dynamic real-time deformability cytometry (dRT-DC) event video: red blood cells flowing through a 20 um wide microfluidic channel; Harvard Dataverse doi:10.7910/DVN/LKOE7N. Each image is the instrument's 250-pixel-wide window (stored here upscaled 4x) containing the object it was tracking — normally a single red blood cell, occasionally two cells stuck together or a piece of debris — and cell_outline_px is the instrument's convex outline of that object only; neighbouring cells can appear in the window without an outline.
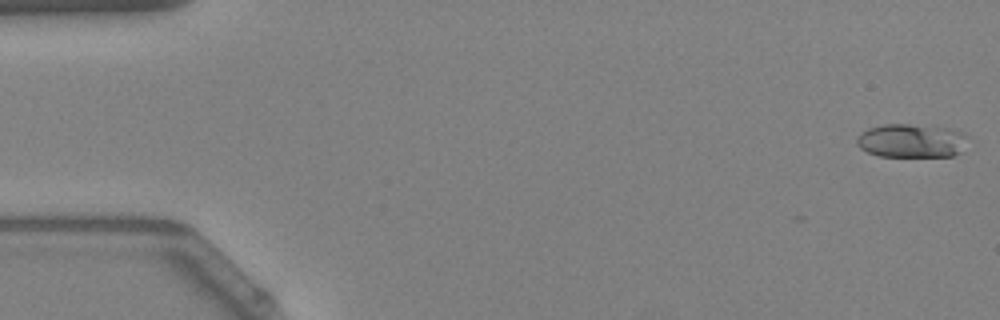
{"species": "Egyptian fruit bat (a non-hibernating species)", "species_latin": "Rousettus aegyptiacus", "temperature_condition": "warm", "stored_images_in_passage": 53, "camera_frame_rate_fps": 3000, "um_per_image_px": 0.085, "animal": {"sex": "female"}, "frame": {"image": 1, "passage_image": 1, "time_ms": 0.0, "image_size_px": [1000, 320], "cell_outline_px": [[968, 136], [960, 152], [952, 156], [880, 156], [868, 152], [860, 148], [856, 144], [856, 140], [860, 132], [868, 128], [884, 124], [908, 124], [952, 128], [964, 132]], "centroid_in_image_um": [77.47, 11.95], "position_along_channel_um": 7.5, "area_um2": 21.91}}
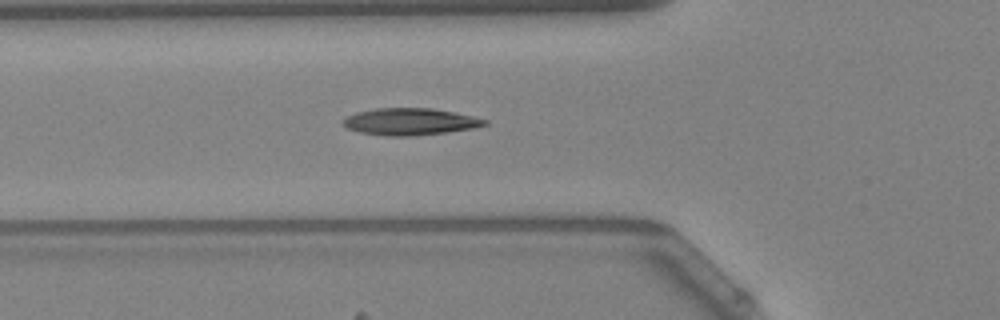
{"frame": {"image": 2, "passage_image": 19, "time_ms": 6.0, "image_size_px": [1000, 320], "cell_outline_px": [[488, 124], [476, 128], [412, 136], [384, 136], [360, 132], [348, 128], [340, 124], [340, 120], [356, 112], [376, 108], [432, 108], [472, 116], [488, 120]], "centroid_in_image_um": [34.82, 10.34], "position_along_channel_um": 91.0, "area_um2": 22.25}}
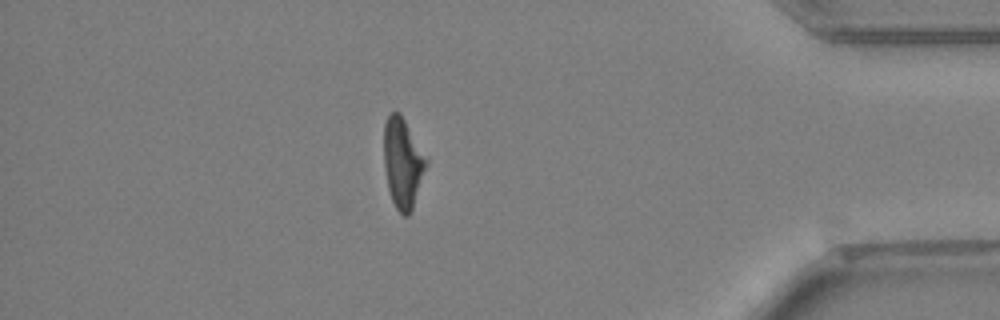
{"frame": {"image": 3, "passage_image": 46, "time_ms": 15.0, "image_size_px": [1000, 320], "cell_outline_px": [[428, 164], [412, 208], [408, 216], [404, 216], [396, 208], [392, 200], [388, 188], [384, 168], [384, 124], [388, 116], [392, 112], [400, 112], [428, 160]], "centroid_in_image_um": [34.23, 13.84], "position_along_channel_um": 401.0, "area_um2": 22.02}, "authors_computed_cell_mechanics": {"area_um2": 21.9062, "velocity_mm_per_s": 3.8885, "shape_relaxation_time_tau1_ms": 5.4524, "shape_relaxation_time_tau2_ms": 1.9948, "deformation_change_tau1": 0.1973, "deformation_change_tau2": 0.1202}}